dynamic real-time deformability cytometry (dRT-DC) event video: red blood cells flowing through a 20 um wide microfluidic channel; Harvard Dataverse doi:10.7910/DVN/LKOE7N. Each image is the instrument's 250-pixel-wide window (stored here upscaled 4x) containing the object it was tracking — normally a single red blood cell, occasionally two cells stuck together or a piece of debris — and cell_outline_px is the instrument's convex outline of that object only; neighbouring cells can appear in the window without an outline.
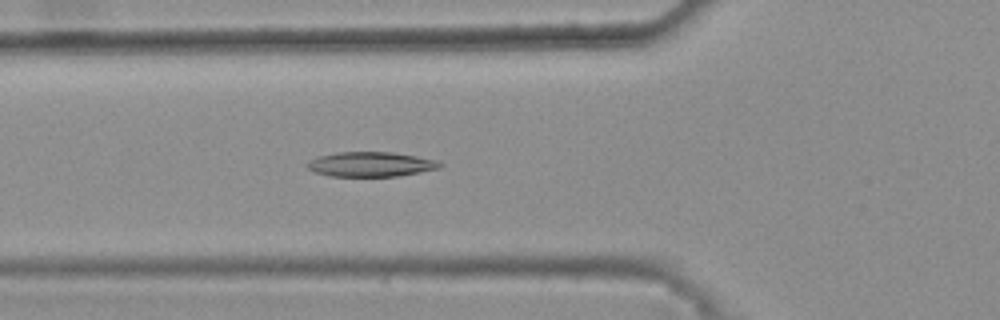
{"species": "common noctule bat (a hibernating species)", "species_latin": "Nyctalus noctula", "temperature_condition": "warm", "stored_images_in_passage": 45, "camera_frame_rate_fps": 3000, "um_per_image_px": 0.085, "animal": {"sex": "female", "body_mass_g": 25.1}, "frame": {"image": 1, "passage_image": 18, "time_ms": 5.667, "image_size_px": [1000, 320], "cell_outline_px": [[444, 164], [440, 168], [420, 172], [396, 176], [328, 176], [316, 172], [308, 168], [304, 164], [308, 160], [320, 156], [336, 152], [392, 152], [440, 160]], "centroid_in_image_um": [31.53, 13.96], "position_along_channel_um": 94.3, "area_um2": 19.25}}
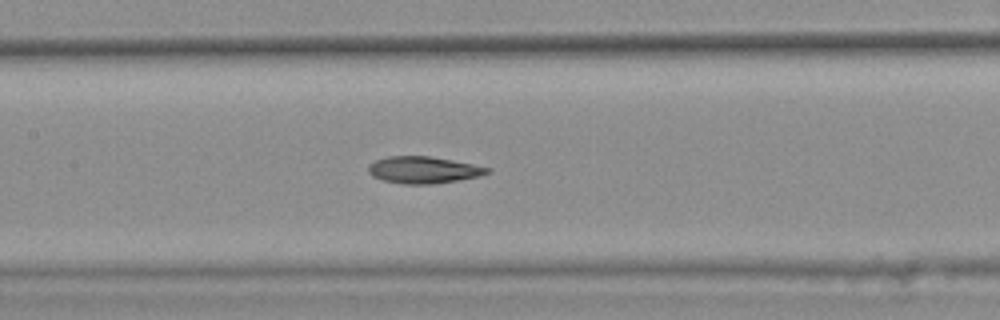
{"frame": {"image": 2, "passage_image": 24, "time_ms": 7.667, "image_size_px": [1000, 320], "cell_outline_px": [[492, 172], [480, 176], [432, 184], [404, 184], [380, 180], [372, 176], [368, 172], [368, 164], [376, 160], [388, 156], [428, 156], [452, 160], [492, 168]], "centroid_in_image_um": [35.98, 14.44], "position_along_channel_um": 171.4, "area_um2": 18.67}}
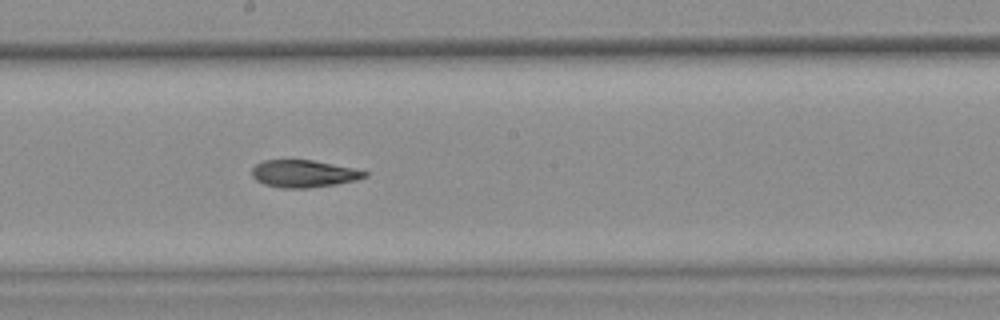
{"frame": {"image": 3, "passage_image": 28, "time_ms": 9.0, "image_size_px": [1000, 320], "cell_outline_px": [[368, 176], [356, 180], [336, 184], [308, 188], [280, 188], [264, 184], [256, 180], [252, 176], [252, 168], [256, 164], [264, 160], [312, 160], [352, 168], [368, 172]], "centroid_in_image_um": [25.79, 14.77], "position_along_channel_um": 222.4, "area_um2": 17.86}, "authors_computed_cell_mechanics": {"area_um2": 19.074, "velocity_mm_per_s": 3.8381, "shape_relaxation_time_tau1_ms": 10.0801, "shape_relaxation_time_tau2_ms": 3.2035, "deformation_change_tau1": 0.2449, "deformation_change_tau2": 0.1103}}